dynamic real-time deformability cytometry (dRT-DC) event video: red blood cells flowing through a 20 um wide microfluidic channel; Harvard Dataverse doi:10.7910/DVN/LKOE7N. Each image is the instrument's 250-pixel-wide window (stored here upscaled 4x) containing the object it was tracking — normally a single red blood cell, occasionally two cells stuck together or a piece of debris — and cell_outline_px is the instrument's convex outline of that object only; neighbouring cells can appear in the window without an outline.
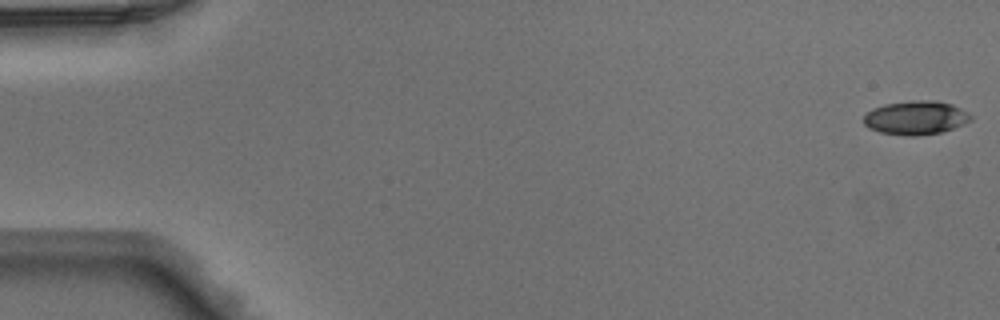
{"species": "Egyptian fruit bat (a non-hibernating species)", "species_latin": "Rousettus aegyptiacus", "temperature_condition": "warm", "stored_images_in_passage": 48, "camera_frame_rate_fps": 3000, "um_per_image_px": 0.085, "animal": {"sex": "male"}, "frame": {"image": 1, "passage_image": 1, "time_ms": 0.0, "image_size_px": [1000, 320], "cell_outline_px": [[972, 120], [964, 124], [940, 132], [916, 136], [908, 136], [880, 132], [868, 128], [864, 124], [864, 116], [872, 108], [884, 104], [912, 100], [936, 100], [952, 104], [968, 112], [972, 116]], "centroid_in_image_um": [77.84, 10.0], "position_along_channel_um": 7.2, "area_um2": 21.15}}
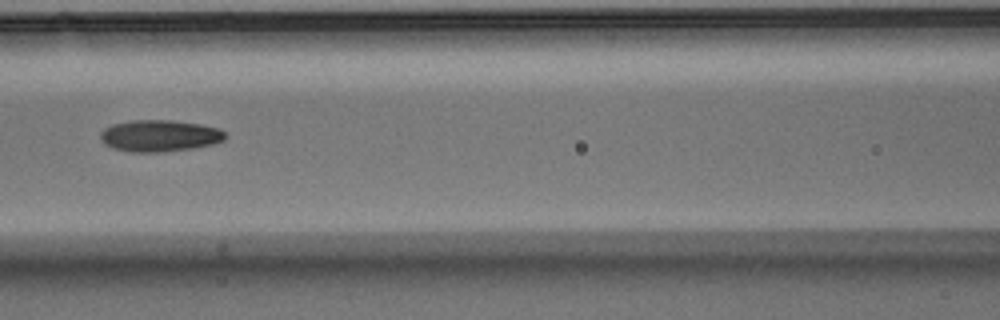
{"frame": {"image": 2, "passage_image": 22, "time_ms": 7.0, "image_size_px": [1000, 320], "cell_outline_px": [[228, 136], [224, 140], [212, 144], [192, 148], [164, 152], [132, 152], [112, 148], [104, 144], [100, 140], [100, 132], [104, 128], [112, 124], [132, 120], [172, 120], [200, 124], [220, 128]], "centroid_in_image_um": [13.55, 11.54], "position_along_channel_um": 153.0, "area_um2": 23.24}}
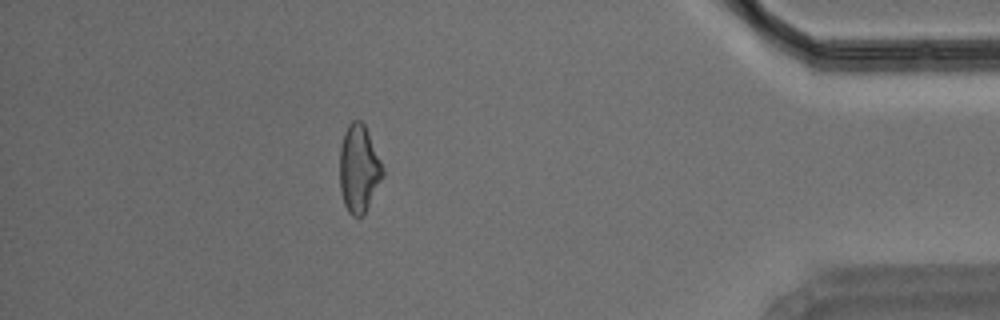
{"frame": {"image": 3, "passage_image": 43, "time_ms": 14.0, "image_size_px": [1000, 320], "cell_outline_px": [[384, 176], [364, 216], [352, 216], [348, 212], [344, 204], [340, 192], [340, 148], [344, 132], [348, 124], [352, 120], [360, 120], [364, 124], [368, 132], [384, 168]], "centroid_in_image_um": [30.51, 14.37], "position_along_channel_um": 404.7, "area_um2": 22.2}}